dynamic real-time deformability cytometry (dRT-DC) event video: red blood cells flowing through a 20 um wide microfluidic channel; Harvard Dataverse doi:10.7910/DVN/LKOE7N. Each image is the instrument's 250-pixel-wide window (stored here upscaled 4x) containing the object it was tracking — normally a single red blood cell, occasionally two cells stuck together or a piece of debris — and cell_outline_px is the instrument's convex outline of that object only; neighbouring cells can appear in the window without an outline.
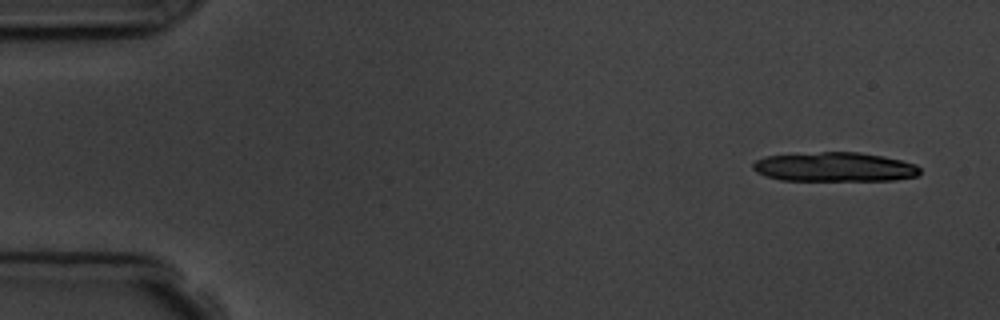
{"species": "common noctule bat (a hibernating species)", "species_latin": "Nyctalus noctula", "temperature_condition": "room temperature", "stored_images_in_passage": 4, "camera_frame_rate_fps": 3000, "um_per_image_px": 0.085, "animal": {"sex": "male", "body_mass_g": 19.5, "forearm_length_mm": 54.6}, "frame": {"image": 1, "passage_image": 1, "time_ms": 0.0, "image_size_px": [1000, 320], "cell_outline_px": [[920, 172], [916, 176], [896, 180], [780, 180], [764, 176], [756, 172], [752, 168], [752, 164], [756, 160], [764, 156], [820, 152], [860, 152], [884, 156], [916, 164], [920, 168]], "centroid_in_image_um": [70.92, 14.19], "position_along_channel_um": 14.1, "area_um2": 28.61}}